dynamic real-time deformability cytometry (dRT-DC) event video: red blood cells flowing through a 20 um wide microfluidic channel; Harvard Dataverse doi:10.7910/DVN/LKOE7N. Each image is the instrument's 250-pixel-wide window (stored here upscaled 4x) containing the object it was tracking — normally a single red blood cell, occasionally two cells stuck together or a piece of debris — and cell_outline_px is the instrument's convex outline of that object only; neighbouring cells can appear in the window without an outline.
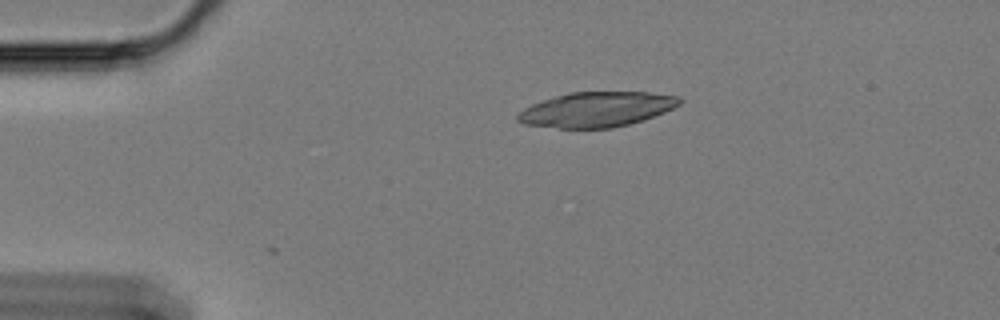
{"species": "Egyptian fruit bat (a non-hibernating species)", "species_latin": "Rousettus aegyptiacus", "temperature_condition": "cold", "stored_images_in_passage": 27, "camera_frame_rate_fps": 3000, "um_per_image_px": 0.085, "animal": {"sex": "female"}, "frame": {"image": 1, "passage_image": 1, "time_ms": 0.0, "image_size_px": [1000, 320], "cell_outline_px": [[680, 104], [664, 112], [644, 120], [612, 128], [560, 128], [524, 124], [516, 120], [516, 116], [524, 108], [532, 104], [568, 92], [648, 92], [680, 96]], "centroid_in_image_um": [50.71, 9.3], "position_along_channel_um": 34.3, "area_um2": 32.83}}
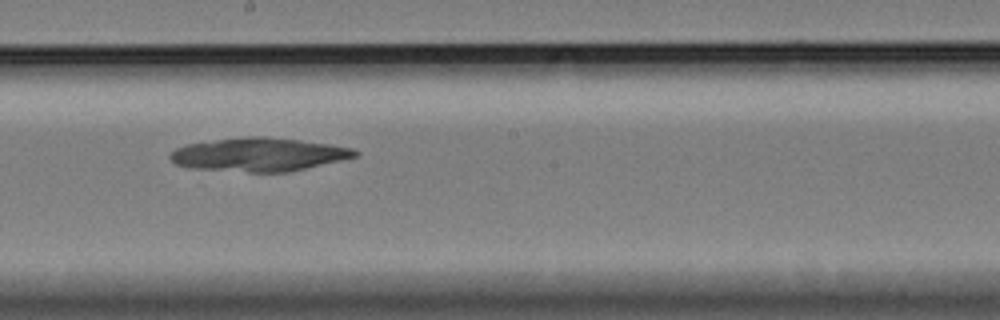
{"frame": {"image": 2, "passage_image": 22, "time_ms": 7.0, "image_size_px": [1000, 320], "cell_outline_px": [[360, 156], [288, 172], [248, 172], [196, 168], [176, 164], [168, 156], [176, 148], [188, 144], [216, 140], [248, 136], [264, 136], [300, 140], [328, 144], [352, 148], [360, 152]], "centroid_in_image_um": [22.06, 13.13], "position_along_channel_um": 226.1, "area_um2": 35.72}}
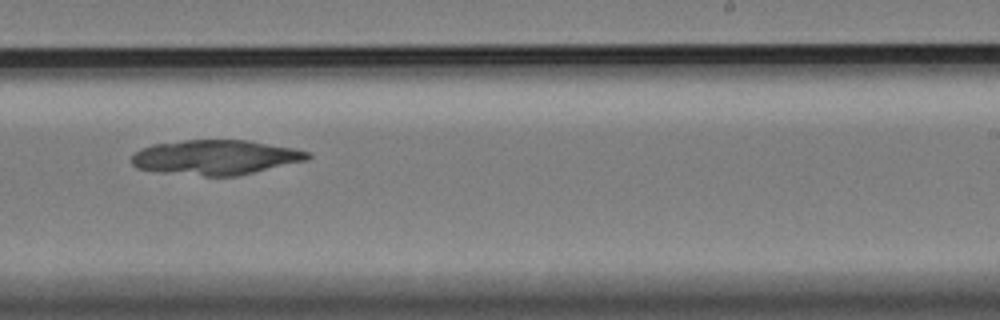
{"frame": {"image": 3, "passage_image": 26, "time_ms": 8.333, "image_size_px": [1000, 320], "cell_outline_px": [[312, 156], [308, 160], [236, 176], [204, 176], [160, 172], [136, 168], [132, 164], [132, 156], [140, 148], [152, 144], [184, 140], [248, 140], [296, 148], [308, 152]], "centroid_in_image_um": [18.33, 13.37], "position_along_channel_um": 270.7, "area_um2": 35.84}}